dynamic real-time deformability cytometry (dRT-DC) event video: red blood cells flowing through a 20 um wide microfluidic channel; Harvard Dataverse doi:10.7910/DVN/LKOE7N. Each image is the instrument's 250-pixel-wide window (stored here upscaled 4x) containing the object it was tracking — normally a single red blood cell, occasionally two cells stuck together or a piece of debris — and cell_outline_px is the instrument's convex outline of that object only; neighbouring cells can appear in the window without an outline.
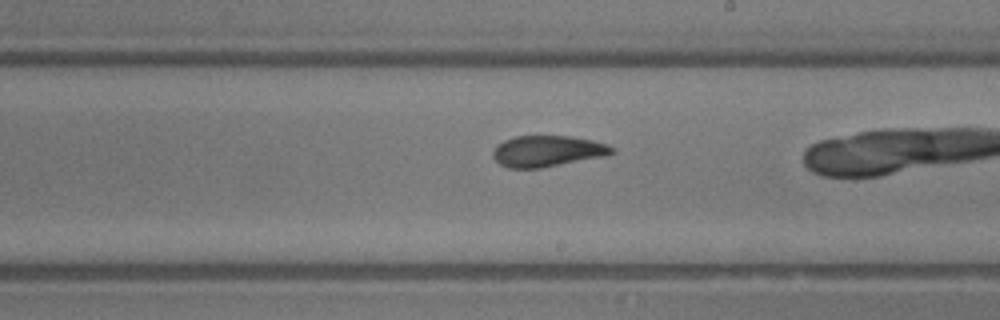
{"species": "common noctule bat (a hibernating species)", "species_latin": "Nyctalus noctula", "temperature_condition": "room temperature", "stored_images_in_passage": 30, "camera_frame_rate_fps": 3000, "um_per_image_px": 0.085, "animal": {"sex": "male", "body_mass_g": 13.3}, "frame": {"image": 1, "passage_image": 20, "time_ms": 6.333, "image_size_px": [1000, 320], "cell_outline_px": [[612, 152], [604, 156], [540, 168], [508, 168], [500, 164], [492, 156], [492, 152], [496, 144], [504, 140], [516, 136], [568, 136], [592, 140], [604, 144], [612, 148]], "centroid_in_image_um": [46.44, 12.84], "position_along_channel_um": 242.6, "area_um2": 21.27}}
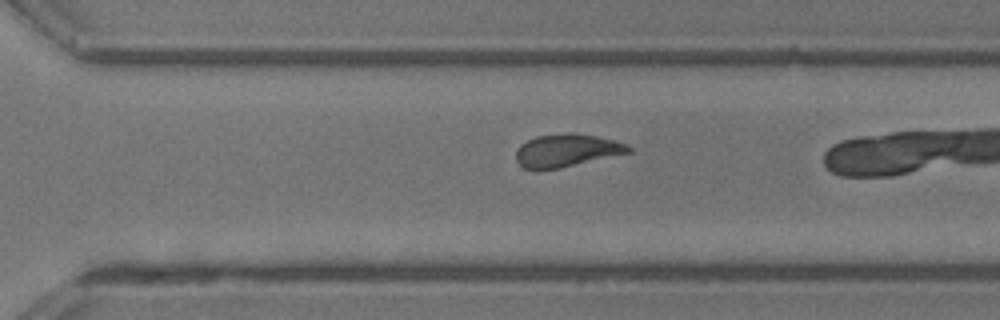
{"frame": {"image": 2, "passage_image": 25, "time_ms": 8.0, "image_size_px": [1000, 320], "cell_outline_px": [[632, 152], [560, 168], [524, 168], [516, 160], [516, 148], [520, 144], [536, 136], [568, 132], [596, 136], [616, 140], [632, 148]], "centroid_in_image_um": [48.18, 12.77], "position_along_channel_um": 322.4, "area_um2": 21.33}}